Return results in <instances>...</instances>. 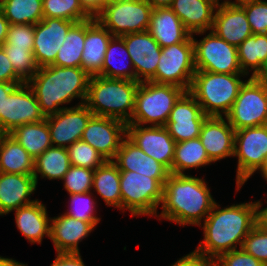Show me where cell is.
I'll use <instances>...</instances> for the list:
<instances>
[{"instance_id": "6da1fadb", "label": "cell", "mask_w": 267, "mask_h": 266, "mask_svg": "<svg viewBox=\"0 0 267 266\" xmlns=\"http://www.w3.org/2000/svg\"><path fill=\"white\" fill-rule=\"evenodd\" d=\"M258 200L237 203L221 209L214 204L211 212L199 226L204 238L195 251L216 260L221 254L242 248L245 237L258 223Z\"/></svg>"}, {"instance_id": "7a4b0ae2", "label": "cell", "mask_w": 267, "mask_h": 266, "mask_svg": "<svg viewBox=\"0 0 267 266\" xmlns=\"http://www.w3.org/2000/svg\"><path fill=\"white\" fill-rule=\"evenodd\" d=\"M215 203L205 179L170 173L163 186L162 211L156 217L180 226H199Z\"/></svg>"}, {"instance_id": "3957f363", "label": "cell", "mask_w": 267, "mask_h": 266, "mask_svg": "<svg viewBox=\"0 0 267 266\" xmlns=\"http://www.w3.org/2000/svg\"><path fill=\"white\" fill-rule=\"evenodd\" d=\"M90 75L82 67H41L27 82L38 100L45 117L69 107H60L75 98L85 104Z\"/></svg>"}, {"instance_id": "277c9868", "label": "cell", "mask_w": 267, "mask_h": 266, "mask_svg": "<svg viewBox=\"0 0 267 266\" xmlns=\"http://www.w3.org/2000/svg\"><path fill=\"white\" fill-rule=\"evenodd\" d=\"M139 81L91 76L85 105L94 116L110 117L128 124L134 112Z\"/></svg>"}, {"instance_id": "5b68a950", "label": "cell", "mask_w": 267, "mask_h": 266, "mask_svg": "<svg viewBox=\"0 0 267 266\" xmlns=\"http://www.w3.org/2000/svg\"><path fill=\"white\" fill-rule=\"evenodd\" d=\"M245 75L196 70L188 92L206 116L225 117L245 82L242 78Z\"/></svg>"}, {"instance_id": "8992f818", "label": "cell", "mask_w": 267, "mask_h": 266, "mask_svg": "<svg viewBox=\"0 0 267 266\" xmlns=\"http://www.w3.org/2000/svg\"><path fill=\"white\" fill-rule=\"evenodd\" d=\"M186 91L170 84L140 82L135 96V107L128 124L165 126L174 104Z\"/></svg>"}, {"instance_id": "52a82bcc", "label": "cell", "mask_w": 267, "mask_h": 266, "mask_svg": "<svg viewBox=\"0 0 267 266\" xmlns=\"http://www.w3.org/2000/svg\"><path fill=\"white\" fill-rule=\"evenodd\" d=\"M122 210L131 216H155L163 200V185L155 178L132 171H120Z\"/></svg>"}, {"instance_id": "ba28073f", "label": "cell", "mask_w": 267, "mask_h": 266, "mask_svg": "<svg viewBox=\"0 0 267 266\" xmlns=\"http://www.w3.org/2000/svg\"><path fill=\"white\" fill-rule=\"evenodd\" d=\"M238 159L236 192L267 162V125L235 131L234 155Z\"/></svg>"}, {"instance_id": "9c48e42d", "label": "cell", "mask_w": 267, "mask_h": 266, "mask_svg": "<svg viewBox=\"0 0 267 266\" xmlns=\"http://www.w3.org/2000/svg\"><path fill=\"white\" fill-rule=\"evenodd\" d=\"M196 72L192 35L184 42L163 47L156 74L149 80L170 84L189 91Z\"/></svg>"}, {"instance_id": "30bf717a", "label": "cell", "mask_w": 267, "mask_h": 266, "mask_svg": "<svg viewBox=\"0 0 267 266\" xmlns=\"http://www.w3.org/2000/svg\"><path fill=\"white\" fill-rule=\"evenodd\" d=\"M152 7L144 0L106 3L95 19L113 36L148 30Z\"/></svg>"}, {"instance_id": "8fae6325", "label": "cell", "mask_w": 267, "mask_h": 266, "mask_svg": "<svg viewBox=\"0 0 267 266\" xmlns=\"http://www.w3.org/2000/svg\"><path fill=\"white\" fill-rule=\"evenodd\" d=\"M225 117L235 131L267 125V87L249 77Z\"/></svg>"}, {"instance_id": "7c38bea8", "label": "cell", "mask_w": 267, "mask_h": 266, "mask_svg": "<svg viewBox=\"0 0 267 266\" xmlns=\"http://www.w3.org/2000/svg\"><path fill=\"white\" fill-rule=\"evenodd\" d=\"M192 41L196 70L244 74L239 65L237 47L218 37L212 30L199 41L192 35Z\"/></svg>"}, {"instance_id": "4fadbf2b", "label": "cell", "mask_w": 267, "mask_h": 266, "mask_svg": "<svg viewBox=\"0 0 267 266\" xmlns=\"http://www.w3.org/2000/svg\"><path fill=\"white\" fill-rule=\"evenodd\" d=\"M127 136V124L121 120L92 116L81 140L97 150L106 161H112Z\"/></svg>"}, {"instance_id": "5bb4252c", "label": "cell", "mask_w": 267, "mask_h": 266, "mask_svg": "<svg viewBox=\"0 0 267 266\" xmlns=\"http://www.w3.org/2000/svg\"><path fill=\"white\" fill-rule=\"evenodd\" d=\"M46 119L38 100L27 83L18 85L3 104V134H9L16 127L37 123Z\"/></svg>"}, {"instance_id": "9a60e30c", "label": "cell", "mask_w": 267, "mask_h": 266, "mask_svg": "<svg viewBox=\"0 0 267 266\" xmlns=\"http://www.w3.org/2000/svg\"><path fill=\"white\" fill-rule=\"evenodd\" d=\"M127 137L172 173L176 142L165 126L127 124Z\"/></svg>"}, {"instance_id": "2e32d148", "label": "cell", "mask_w": 267, "mask_h": 266, "mask_svg": "<svg viewBox=\"0 0 267 266\" xmlns=\"http://www.w3.org/2000/svg\"><path fill=\"white\" fill-rule=\"evenodd\" d=\"M92 116L93 113L88 107L79 103L47 116L52 145L67 148L75 141L81 140L84 129Z\"/></svg>"}, {"instance_id": "e0dca14e", "label": "cell", "mask_w": 267, "mask_h": 266, "mask_svg": "<svg viewBox=\"0 0 267 266\" xmlns=\"http://www.w3.org/2000/svg\"><path fill=\"white\" fill-rule=\"evenodd\" d=\"M74 21L48 18L34 25L33 53L39 68L54 63L57 53Z\"/></svg>"}, {"instance_id": "ac0fdd59", "label": "cell", "mask_w": 267, "mask_h": 266, "mask_svg": "<svg viewBox=\"0 0 267 266\" xmlns=\"http://www.w3.org/2000/svg\"><path fill=\"white\" fill-rule=\"evenodd\" d=\"M206 117L202 107L187 91L174 104L165 127L178 143L199 137Z\"/></svg>"}, {"instance_id": "d6986e66", "label": "cell", "mask_w": 267, "mask_h": 266, "mask_svg": "<svg viewBox=\"0 0 267 266\" xmlns=\"http://www.w3.org/2000/svg\"><path fill=\"white\" fill-rule=\"evenodd\" d=\"M132 61L135 81H149L157 71L161 46L148 31L120 36Z\"/></svg>"}, {"instance_id": "ffe728a7", "label": "cell", "mask_w": 267, "mask_h": 266, "mask_svg": "<svg viewBox=\"0 0 267 266\" xmlns=\"http://www.w3.org/2000/svg\"><path fill=\"white\" fill-rule=\"evenodd\" d=\"M199 138L213 163L226 157H233L235 130L226 117L207 116Z\"/></svg>"}, {"instance_id": "44dd1931", "label": "cell", "mask_w": 267, "mask_h": 266, "mask_svg": "<svg viewBox=\"0 0 267 266\" xmlns=\"http://www.w3.org/2000/svg\"><path fill=\"white\" fill-rule=\"evenodd\" d=\"M211 30L236 47L252 35L245 10L239 4H230L225 0L217 4Z\"/></svg>"}, {"instance_id": "7402d4cb", "label": "cell", "mask_w": 267, "mask_h": 266, "mask_svg": "<svg viewBox=\"0 0 267 266\" xmlns=\"http://www.w3.org/2000/svg\"><path fill=\"white\" fill-rule=\"evenodd\" d=\"M112 162L119 171H132L157 179L163 186L170 171L160 162L143 152L127 136L123 139Z\"/></svg>"}, {"instance_id": "603a6c76", "label": "cell", "mask_w": 267, "mask_h": 266, "mask_svg": "<svg viewBox=\"0 0 267 266\" xmlns=\"http://www.w3.org/2000/svg\"><path fill=\"white\" fill-rule=\"evenodd\" d=\"M99 222H86L66 214L51 217L50 238L57 253H80L78 244L89 236Z\"/></svg>"}, {"instance_id": "cb8c5ba5", "label": "cell", "mask_w": 267, "mask_h": 266, "mask_svg": "<svg viewBox=\"0 0 267 266\" xmlns=\"http://www.w3.org/2000/svg\"><path fill=\"white\" fill-rule=\"evenodd\" d=\"M36 188L33 175L0 172V216L34 202L30 196Z\"/></svg>"}, {"instance_id": "d4e9b609", "label": "cell", "mask_w": 267, "mask_h": 266, "mask_svg": "<svg viewBox=\"0 0 267 266\" xmlns=\"http://www.w3.org/2000/svg\"><path fill=\"white\" fill-rule=\"evenodd\" d=\"M113 35L95 17L85 20V42L81 67L90 76H101L102 65L109 41Z\"/></svg>"}, {"instance_id": "484cf974", "label": "cell", "mask_w": 267, "mask_h": 266, "mask_svg": "<svg viewBox=\"0 0 267 266\" xmlns=\"http://www.w3.org/2000/svg\"><path fill=\"white\" fill-rule=\"evenodd\" d=\"M216 7L213 0H173L170 8L191 35H203L212 29Z\"/></svg>"}, {"instance_id": "4316f807", "label": "cell", "mask_w": 267, "mask_h": 266, "mask_svg": "<svg viewBox=\"0 0 267 266\" xmlns=\"http://www.w3.org/2000/svg\"><path fill=\"white\" fill-rule=\"evenodd\" d=\"M15 211L17 229L31 244H42L44 236L50 238V222L46 206L38 199Z\"/></svg>"}, {"instance_id": "83f0119b", "label": "cell", "mask_w": 267, "mask_h": 266, "mask_svg": "<svg viewBox=\"0 0 267 266\" xmlns=\"http://www.w3.org/2000/svg\"><path fill=\"white\" fill-rule=\"evenodd\" d=\"M147 31L161 48L184 42L191 35L170 7L152 9Z\"/></svg>"}, {"instance_id": "f1b7e54d", "label": "cell", "mask_w": 267, "mask_h": 266, "mask_svg": "<svg viewBox=\"0 0 267 266\" xmlns=\"http://www.w3.org/2000/svg\"><path fill=\"white\" fill-rule=\"evenodd\" d=\"M34 158L10 134H0V172L33 175Z\"/></svg>"}, {"instance_id": "f546056e", "label": "cell", "mask_w": 267, "mask_h": 266, "mask_svg": "<svg viewBox=\"0 0 267 266\" xmlns=\"http://www.w3.org/2000/svg\"><path fill=\"white\" fill-rule=\"evenodd\" d=\"M101 76L135 81V72L132 61L124 40L120 36H113L108 43L102 65Z\"/></svg>"}, {"instance_id": "4dcf8cb0", "label": "cell", "mask_w": 267, "mask_h": 266, "mask_svg": "<svg viewBox=\"0 0 267 266\" xmlns=\"http://www.w3.org/2000/svg\"><path fill=\"white\" fill-rule=\"evenodd\" d=\"M92 190L101 196L107 206L122 210L120 171L112 161H106L94 170Z\"/></svg>"}, {"instance_id": "1f68e13d", "label": "cell", "mask_w": 267, "mask_h": 266, "mask_svg": "<svg viewBox=\"0 0 267 266\" xmlns=\"http://www.w3.org/2000/svg\"><path fill=\"white\" fill-rule=\"evenodd\" d=\"M34 158L40 156L46 149L52 147L47 120L24 124L9 133Z\"/></svg>"}, {"instance_id": "d6a6232c", "label": "cell", "mask_w": 267, "mask_h": 266, "mask_svg": "<svg viewBox=\"0 0 267 266\" xmlns=\"http://www.w3.org/2000/svg\"><path fill=\"white\" fill-rule=\"evenodd\" d=\"M213 163L206 154L199 137L176 143L172 161V174H186L189 169H198Z\"/></svg>"}, {"instance_id": "836d02e7", "label": "cell", "mask_w": 267, "mask_h": 266, "mask_svg": "<svg viewBox=\"0 0 267 266\" xmlns=\"http://www.w3.org/2000/svg\"><path fill=\"white\" fill-rule=\"evenodd\" d=\"M67 148L49 147L34 161L33 176L38 185V177L48 180H62L70 167Z\"/></svg>"}, {"instance_id": "e575fe53", "label": "cell", "mask_w": 267, "mask_h": 266, "mask_svg": "<svg viewBox=\"0 0 267 266\" xmlns=\"http://www.w3.org/2000/svg\"><path fill=\"white\" fill-rule=\"evenodd\" d=\"M237 53L242 72L250 76L253 71V77L267 58V34H252L237 47Z\"/></svg>"}, {"instance_id": "d590c367", "label": "cell", "mask_w": 267, "mask_h": 266, "mask_svg": "<svg viewBox=\"0 0 267 266\" xmlns=\"http://www.w3.org/2000/svg\"><path fill=\"white\" fill-rule=\"evenodd\" d=\"M85 42V21L76 22L68 31L52 65L58 67H81Z\"/></svg>"}, {"instance_id": "8d00e7d4", "label": "cell", "mask_w": 267, "mask_h": 266, "mask_svg": "<svg viewBox=\"0 0 267 266\" xmlns=\"http://www.w3.org/2000/svg\"><path fill=\"white\" fill-rule=\"evenodd\" d=\"M0 10L10 25H35L43 19L42 0H0Z\"/></svg>"}, {"instance_id": "74e56055", "label": "cell", "mask_w": 267, "mask_h": 266, "mask_svg": "<svg viewBox=\"0 0 267 266\" xmlns=\"http://www.w3.org/2000/svg\"><path fill=\"white\" fill-rule=\"evenodd\" d=\"M43 17L81 22L93 18L79 0H42Z\"/></svg>"}, {"instance_id": "f35d334b", "label": "cell", "mask_w": 267, "mask_h": 266, "mask_svg": "<svg viewBox=\"0 0 267 266\" xmlns=\"http://www.w3.org/2000/svg\"><path fill=\"white\" fill-rule=\"evenodd\" d=\"M9 61L13 65L16 74L27 83L39 69L33 53V47H13V45L1 46Z\"/></svg>"}, {"instance_id": "ab89813d", "label": "cell", "mask_w": 267, "mask_h": 266, "mask_svg": "<svg viewBox=\"0 0 267 266\" xmlns=\"http://www.w3.org/2000/svg\"><path fill=\"white\" fill-rule=\"evenodd\" d=\"M67 150L70 165L95 170L106 162L97 150L82 140L75 141Z\"/></svg>"}, {"instance_id": "60d3db41", "label": "cell", "mask_w": 267, "mask_h": 266, "mask_svg": "<svg viewBox=\"0 0 267 266\" xmlns=\"http://www.w3.org/2000/svg\"><path fill=\"white\" fill-rule=\"evenodd\" d=\"M93 193L70 194L69 209L64 214L86 222H100L101 218L96 216V201Z\"/></svg>"}, {"instance_id": "b9f144b4", "label": "cell", "mask_w": 267, "mask_h": 266, "mask_svg": "<svg viewBox=\"0 0 267 266\" xmlns=\"http://www.w3.org/2000/svg\"><path fill=\"white\" fill-rule=\"evenodd\" d=\"M94 170L71 165L62 181L67 193L82 194L92 191Z\"/></svg>"}, {"instance_id": "7bdbcfd3", "label": "cell", "mask_w": 267, "mask_h": 266, "mask_svg": "<svg viewBox=\"0 0 267 266\" xmlns=\"http://www.w3.org/2000/svg\"><path fill=\"white\" fill-rule=\"evenodd\" d=\"M242 249L267 266V230L257 223L245 237Z\"/></svg>"}, {"instance_id": "ee69618b", "label": "cell", "mask_w": 267, "mask_h": 266, "mask_svg": "<svg viewBox=\"0 0 267 266\" xmlns=\"http://www.w3.org/2000/svg\"><path fill=\"white\" fill-rule=\"evenodd\" d=\"M239 5L245 10L252 34H267V1L252 0Z\"/></svg>"}, {"instance_id": "f6af8a7d", "label": "cell", "mask_w": 267, "mask_h": 266, "mask_svg": "<svg viewBox=\"0 0 267 266\" xmlns=\"http://www.w3.org/2000/svg\"><path fill=\"white\" fill-rule=\"evenodd\" d=\"M4 45H13V47H33L34 25H10Z\"/></svg>"}, {"instance_id": "bcb514c9", "label": "cell", "mask_w": 267, "mask_h": 266, "mask_svg": "<svg viewBox=\"0 0 267 266\" xmlns=\"http://www.w3.org/2000/svg\"><path fill=\"white\" fill-rule=\"evenodd\" d=\"M214 262L215 266H265L242 248L223 253Z\"/></svg>"}, {"instance_id": "7dc6e473", "label": "cell", "mask_w": 267, "mask_h": 266, "mask_svg": "<svg viewBox=\"0 0 267 266\" xmlns=\"http://www.w3.org/2000/svg\"><path fill=\"white\" fill-rule=\"evenodd\" d=\"M0 82L23 84L25 83L14 71L4 49L0 46Z\"/></svg>"}, {"instance_id": "c3c4849f", "label": "cell", "mask_w": 267, "mask_h": 266, "mask_svg": "<svg viewBox=\"0 0 267 266\" xmlns=\"http://www.w3.org/2000/svg\"><path fill=\"white\" fill-rule=\"evenodd\" d=\"M171 266H215L214 260L197 253L195 250L179 258Z\"/></svg>"}, {"instance_id": "681fc988", "label": "cell", "mask_w": 267, "mask_h": 266, "mask_svg": "<svg viewBox=\"0 0 267 266\" xmlns=\"http://www.w3.org/2000/svg\"><path fill=\"white\" fill-rule=\"evenodd\" d=\"M50 266H85L80 253H57Z\"/></svg>"}, {"instance_id": "f907efd6", "label": "cell", "mask_w": 267, "mask_h": 266, "mask_svg": "<svg viewBox=\"0 0 267 266\" xmlns=\"http://www.w3.org/2000/svg\"><path fill=\"white\" fill-rule=\"evenodd\" d=\"M21 84L0 82V134H3V104L5 98Z\"/></svg>"}, {"instance_id": "816d5d0a", "label": "cell", "mask_w": 267, "mask_h": 266, "mask_svg": "<svg viewBox=\"0 0 267 266\" xmlns=\"http://www.w3.org/2000/svg\"><path fill=\"white\" fill-rule=\"evenodd\" d=\"M83 8L95 17L105 5V0H79Z\"/></svg>"}, {"instance_id": "f5cc1de1", "label": "cell", "mask_w": 267, "mask_h": 266, "mask_svg": "<svg viewBox=\"0 0 267 266\" xmlns=\"http://www.w3.org/2000/svg\"><path fill=\"white\" fill-rule=\"evenodd\" d=\"M9 27L10 23L4 16L3 12L0 10V46L5 43Z\"/></svg>"}, {"instance_id": "db71d44e", "label": "cell", "mask_w": 267, "mask_h": 266, "mask_svg": "<svg viewBox=\"0 0 267 266\" xmlns=\"http://www.w3.org/2000/svg\"><path fill=\"white\" fill-rule=\"evenodd\" d=\"M252 78L267 87V58L262 63L260 70Z\"/></svg>"}, {"instance_id": "11a10c76", "label": "cell", "mask_w": 267, "mask_h": 266, "mask_svg": "<svg viewBox=\"0 0 267 266\" xmlns=\"http://www.w3.org/2000/svg\"><path fill=\"white\" fill-rule=\"evenodd\" d=\"M258 203V223L267 230V206L265 208H262V202L258 200Z\"/></svg>"}, {"instance_id": "9f6ffc18", "label": "cell", "mask_w": 267, "mask_h": 266, "mask_svg": "<svg viewBox=\"0 0 267 266\" xmlns=\"http://www.w3.org/2000/svg\"><path fill=\"white\" fill-rule=\"evenodd\" d=\"M152 9L171 7L173 0H144Z\"/></svg>"}, {"instance_id": "6f0895ef", "label": "cell", "mask_w": 267, "mask_h": 266, "mask_svg": "<svg viewBox=\"0 0 267 266\" xmlns=\"http://www.w3.org/2000/svg\"><path fill=\"white\" fill-rule=\"evenodd\" d=\"M0 266H27V264L20 263L12 258L0 256Z\"/></svg>"}, {"instance_id": "680465c9", "label": "cell", "mask_w": 267, "mask_h": 266, "mask_svg": "<svg viewBox=\"0 0 267 266\" xmlns=\"http://www.w3.org/2000/svg\"><path fill=\"white\" fill-rule=\"evenodd\" d=\"M261 173V177H263V179H265V181L267 182V162L265 167L263 168V170L260 172Z\"/></svg>"}, {"instance_id": "91938a15", "label": "cell", "mask_w": 267, "mask_h": 266, "mask_svg": "<svg viewBox=\"0 0 267 266\" xmlns=\"http://www.w3.org/2000/svg\"><path fill=\"white\" fill-rule=\"evenodd\" d=\"M227 3H230V4H241L243 2H246V1H252V0H235V1H230V0H225Z\"/></svg>"}, {"instance_id": "94428289", "label": "cell", "mask_w": 267, "mask_h": 266, "mask_svg": "<svg viewBox=\"0 0 267 266\" xmlns=\"http://www.w3.org/2000/svg\"><path fill=\"white\" fill-rule=\"evenodd\" d=\"M117 1H126V0H105V4L110 3V2H117Z\"/></svg>"}, {"instance_id": "6125c7cd", "label": "cell", "mask_w": 267, "mask_h": 266, "mask_svg": "<svg viewBox=\"0 0 267 266\" xmlns=\"http://www.w3.org/2000/svg\"><path fill=\"white\" fill-rule=\"evenodd\" d=\"M213 1H215L217 4H220V2H219L220 0H213Z\"/></svg>"}]
</instances>
